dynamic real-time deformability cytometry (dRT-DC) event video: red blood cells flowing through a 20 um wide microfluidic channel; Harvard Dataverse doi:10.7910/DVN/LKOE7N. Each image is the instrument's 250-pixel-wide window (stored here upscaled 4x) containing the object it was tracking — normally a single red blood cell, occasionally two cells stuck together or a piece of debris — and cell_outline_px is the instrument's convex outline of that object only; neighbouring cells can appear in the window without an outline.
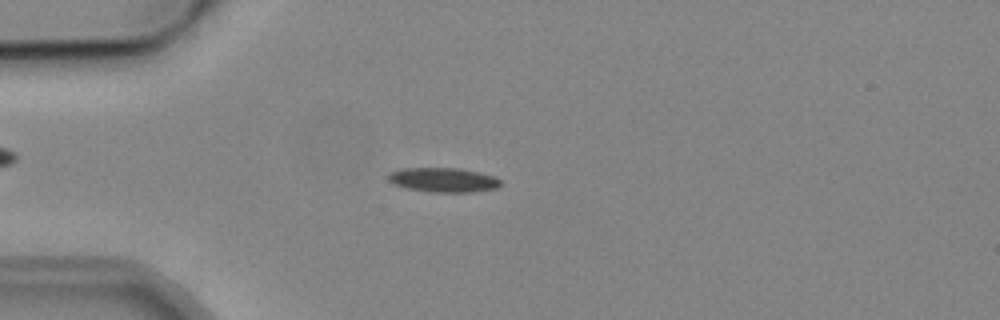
{"species": "common noctule bat (a hibernating species)", "species_latin": "Nyctalus noctula", "temperature_condition": "cold", "stored_images_in_passage": 3, "camera_frame_rate_fps": 3000, "um_per_image_px": 0.085, "animal": {"sex": "male", "body_mass_g": 19.2, "forearm_length_mm": 51.8}, "frame": {"image": 1, "passage_image": 3, "time_ms": 2.667, "image_size_px": [1000, 320], "cell_outline_px": [[500, 184], [496, 188], [472, 192], [432, 192], [408, 188], [396, 184], [388, 180], [388, 176], [392, 172], [400, 168], [460, 168], [480, 172], [496, 176], [500, 180]], "centroid_in_image_um": [37.73, 15.28], "position_along_channel_um": 47.3, "area_um2": 15.9}}